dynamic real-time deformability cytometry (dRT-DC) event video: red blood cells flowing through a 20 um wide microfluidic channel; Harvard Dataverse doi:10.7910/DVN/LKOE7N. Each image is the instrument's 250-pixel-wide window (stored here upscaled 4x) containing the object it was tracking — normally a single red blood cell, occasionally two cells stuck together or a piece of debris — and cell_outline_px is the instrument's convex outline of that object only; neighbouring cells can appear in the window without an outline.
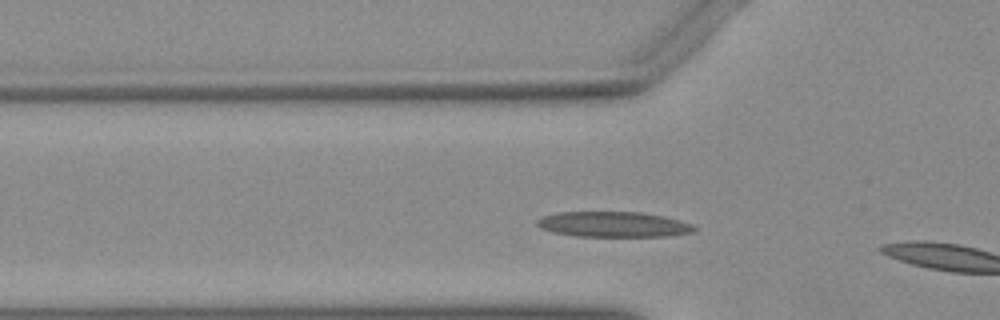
{"species": "Egyptian fruit bat (a non-hibernating species)", "species_latin": "Rousettus aegyptiacus", "temperature_condition": "warm", "stored_images_in_passage": 10, "camera_frame_rate_fps": 3000, "um_per_image_px": 0.085, "animal": {"sex": "female"}, "frame": {"image": 1, "passage_image": 9, "time_ms": 2.667, "image_size_px": [1000, 320], "cell_outline_px": [[696, 232], [668, 236], [576, 236], [552, 232], [540, 228], [536, 224], [536, 220], [544, 216], [556, 212], [640, 212], [664, 216], [692, 224], [696, 228]], "centroid_in_image_um": [52.14, 19.07], "position_along_channel_um": 73.7, "area_um2": 23.29}}